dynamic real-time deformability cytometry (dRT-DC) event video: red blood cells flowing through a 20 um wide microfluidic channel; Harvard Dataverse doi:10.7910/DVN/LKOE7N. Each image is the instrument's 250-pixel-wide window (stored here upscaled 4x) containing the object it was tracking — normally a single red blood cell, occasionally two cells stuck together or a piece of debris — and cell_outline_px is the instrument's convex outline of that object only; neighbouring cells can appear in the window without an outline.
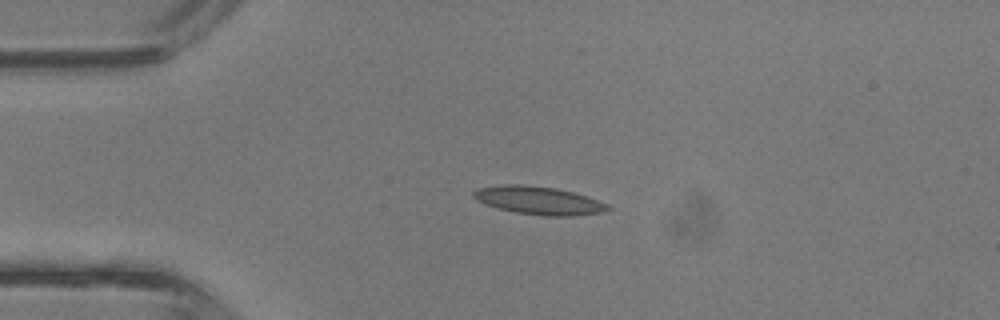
{"species": "common noctule bat (a hibernating species)", "species_latin": "Nyctalus noctula", "temperature_condition": "room temperature", "stored_images_in_passage": 41, "camera_frame_rate_fps": 3000, "um_per_image_px": 0.085, "animal": {"sex": "male", "body_mass_g": 13.3}, "frame": {"image": 1, "passage_image": 9, "time_ms": 2.667, "image_size_px": [1000, 320], "cell_outline_px": [[612, 208], [604, 212], [572, 216], [544, 216], [516, 212], [496, 208], [484, 204], [476, 200], [472, 196], [472, 192], [476, 188], [504, 184], [520, 184], [556, 188], [588, 196], [608, 204]], "centroid_in_image_um": [45.77, 17.04], "position_along_channel_um": 39.2, "area_um2": 22.2}}
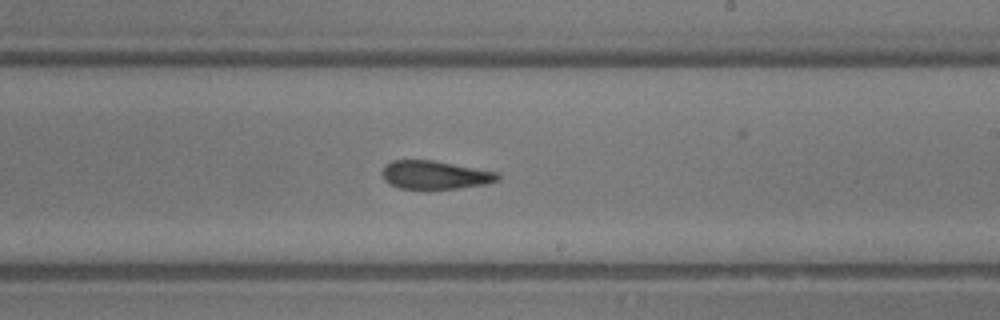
{"frame": {"image": 2, "passage_image": 24, "time_ms": 7.667, "image_size_px": [1000, 320], "cell_outline_px": [[500, 180], [488, 184], [424, 192], [400, 188], [388, 184], [384, 180], [380, 172], [384, 164], [392, 160], [432, 160], [500, 172]], "centroid_in_image_um": [36.94, 14.91], "position_along_channel_um": 252.1, "area_um2": 20.11}}
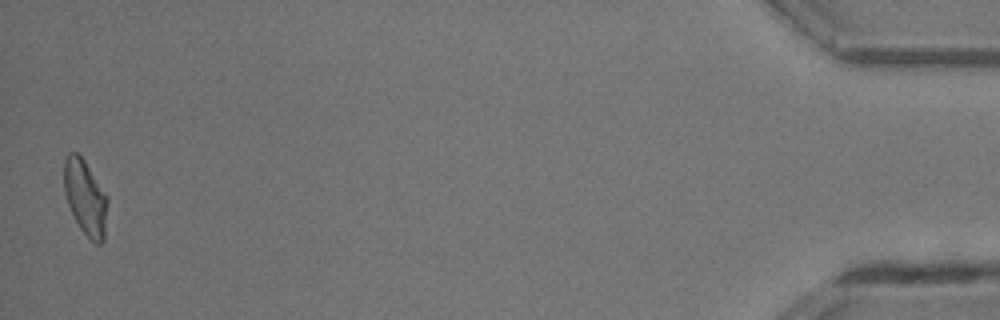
{"frame": {"image": 3, "passage_image": 41, "time_ms": 13.333, "image_size_px": [1000, 320], "cell_outline_px": [[108, 200], [104, 240], [100, 244], [96, 244], [80, 228], [68, 204], [64, 192], [64, 160], [68, 152], [76, 152], [84, 160], [108, 196]], "centroid_in_image_um": [7.26, 16.77], "position_along_channel_um": 427.9, "area_um2": 18.96}, "authors_computed_cell_mechanics": {"area_um2": 19.941, "velocity_mm_per_s": 4.8318, "shape_relaxation_time_tau1_ms": null, "shape_relaxation_time_tau2_ms": 2.7616, "deformation_change_tau1": null, "deformation_change_tau2": 0.126}}